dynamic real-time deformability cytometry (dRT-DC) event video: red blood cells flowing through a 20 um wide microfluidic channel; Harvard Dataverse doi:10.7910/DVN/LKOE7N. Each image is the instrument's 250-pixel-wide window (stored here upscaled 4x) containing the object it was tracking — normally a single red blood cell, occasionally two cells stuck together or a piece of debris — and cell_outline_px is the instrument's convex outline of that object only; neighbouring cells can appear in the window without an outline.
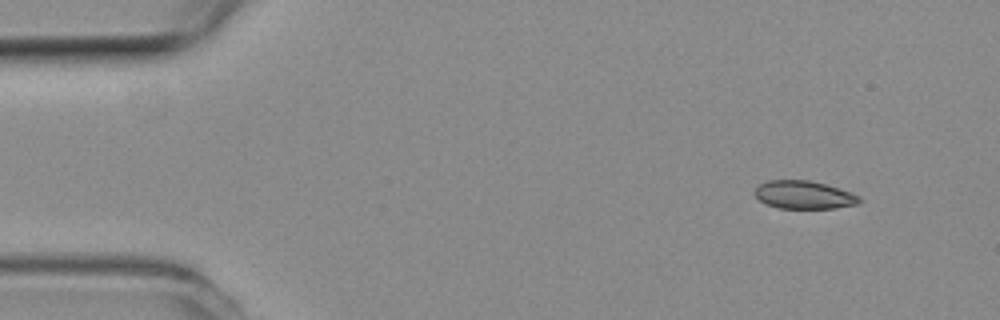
{"species": "common noctule bat (a hibernating species)", "species_latin": "Nyctalus noctula", "temperature_condition": "room temperature", "stored_images_in_passage": 50, "camera_frame_rate_fps": 3000, "um_per_image_px": 0.085, "animal": {"sex": "female", "body_mass_g": 19.3, "forearm_length_mm": 54.1}, "frame": {"image": 1, "passage_image": 1, "time_ms": 0.0, "image_size_px": [1000, 320], "cell_outline_px": [[864, 200], [856, 204], [836, 208], [780, 208], [768, 204], [760, 200], [752, 192], [756, 184], [768, 180], [808, 180], [824, 184], [852, 192], [860, 196]], "centroid_in_image_um": [68.32, 16.55], "position_along_channel_um": 16.7, "area_um2": 17.22}}
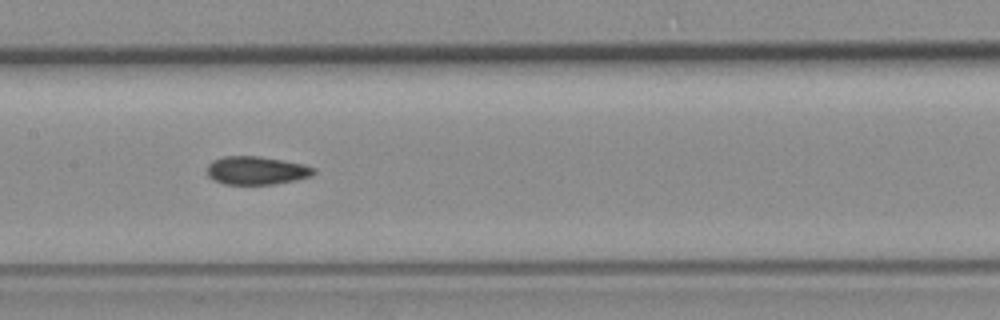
{"frame": {"image": 2, "passage_image": 22, "time_ms": 7.0, "image_size_px": [1000, 320], "cell_outline_px": [[316, 172], [312, 176], [296, 180], [272, 184], [224, 184], [208, 176], [208, 164], [212, 160], [224, 156], [260, 156], [284, 160], [304, 164], [316, 168]], "centroid_in_image_um": [21.84, 14.48], "position_along_channel_um": 185.6, "area_um2": 17.63}}
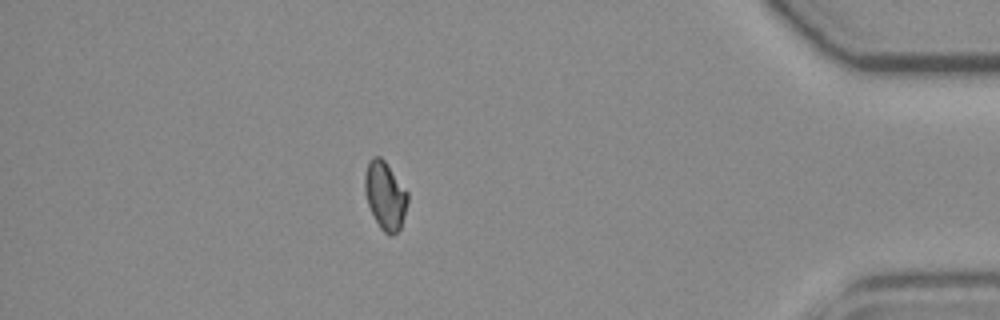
{"frame": {"image": 3, "passage_image": 43, "time_ms": 14.0, "image_size_px": [1000, 320], "cell_outline_px": [[408, 200], [400, 228], [392, 236], [388, 236], [380, 228], [368, 204], [364, 192], [364, 176], [368, 160], [372, 156], [380, 156], [384, 160], [408, 192]], "centroid_in_image_um": [32.72, 16.6], "position_along_channel_um": 402.5, "area_um2": 16.94}, "authors_computed_cell_mechanics": {"area_um2": 17.5712, "velocity_mm_per_s": 3.7786, "shape_relaxation_time_tau1_ms": null, "shape_relaxation_time_tau2_ms": 2.109, "deformation_change_tau1": null, "deformation_change_tau2": 0.0589}}